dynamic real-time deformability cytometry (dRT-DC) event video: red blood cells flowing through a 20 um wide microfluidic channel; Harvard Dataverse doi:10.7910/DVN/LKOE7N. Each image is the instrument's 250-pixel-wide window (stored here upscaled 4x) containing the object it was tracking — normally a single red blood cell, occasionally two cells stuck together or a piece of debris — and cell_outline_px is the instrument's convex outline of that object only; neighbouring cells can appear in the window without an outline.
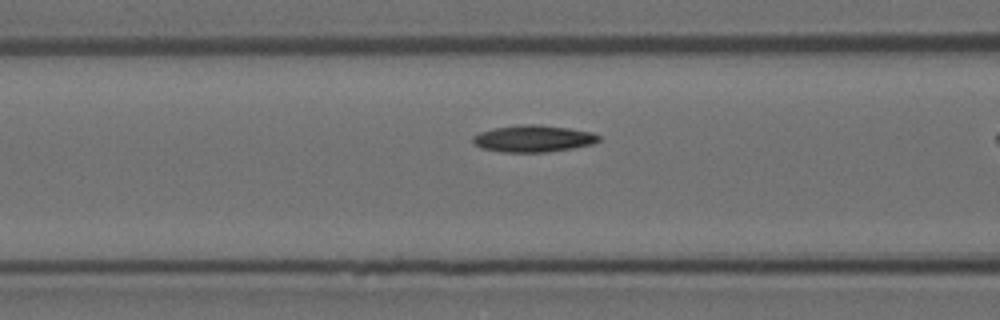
{"species": "Egyptian fruit bat (a non-hibernating species)", "species_latin": "Rousettus aegyptiacus", "temperature_condition": "room temperature", "stored_images_in_passage": 34, "camera_frame_rate_fps": 3000, "um_per_image_px": 0.085, "animal": {"sex": "female"}, "frame": {"image": 1, "passage_image": 13, "time_ms": 4.0, "image_size_px": [1000, 320], "cell_outline_px": [[600, 140], [592, 144], [572, 148], [544, 152], [504, 152], [480, 148], [472, 140], [472, 136], [480, 132], [496, 128], [524, 124], [540, 124], [568, 128], [592, 132], [600, 136]], "centroid_in_image_um": [45.33, 11.78], "position_along_channel_um": 121.3, "area_um2": 19.54}}
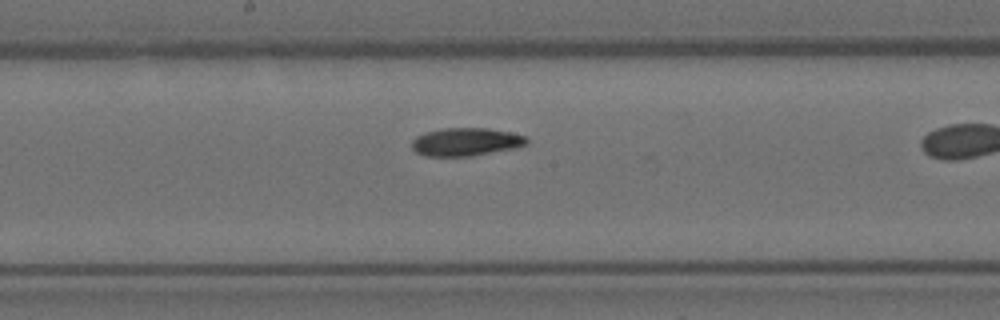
{"frame": {"image": 2, "passage_image": 20, "time_ms": 6.333, "image_size_px": [1000, 320], "cell_outline_px": [[528, 144], [512, 148], [472, 156], [424, 156], [416, 152], [412, 148], [412, 140], [416, 136], [424, 132], [440, 128], [488, 128], [512, 132], [528, 136]], "centroid_in_image_um": [39.59, 12.05], "position_along_channel_um": 208.6, "area_um2": 18.96}}
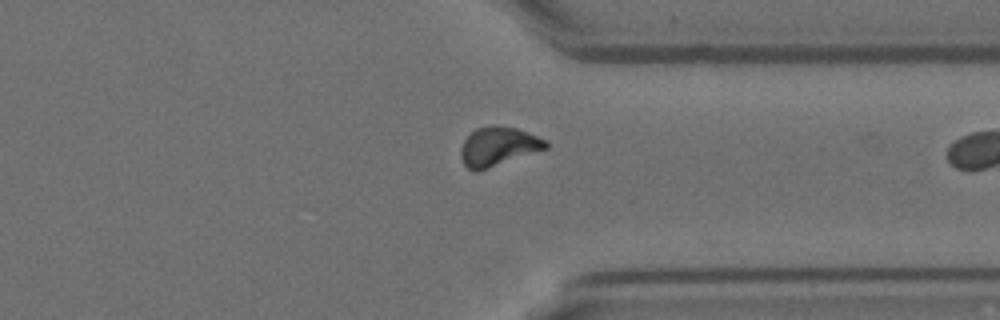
{"frame": {"image": 3, "passage_image": 33, "time_ms": 10.667, "image_size_px": [1000, 320], "cell_outline_px": [[548, 148], [484, 168], [468, 168], [464, 164], [460, 156], [460, 148], [464, 140], [476, 128], [492, 124], [496, 124], [516, 128], [528, 132], [548, 140]], "centroid_in_image_um": [42.37, 12.38], "position_along_channel_um": 369.0, "area_um2": 18.84}}